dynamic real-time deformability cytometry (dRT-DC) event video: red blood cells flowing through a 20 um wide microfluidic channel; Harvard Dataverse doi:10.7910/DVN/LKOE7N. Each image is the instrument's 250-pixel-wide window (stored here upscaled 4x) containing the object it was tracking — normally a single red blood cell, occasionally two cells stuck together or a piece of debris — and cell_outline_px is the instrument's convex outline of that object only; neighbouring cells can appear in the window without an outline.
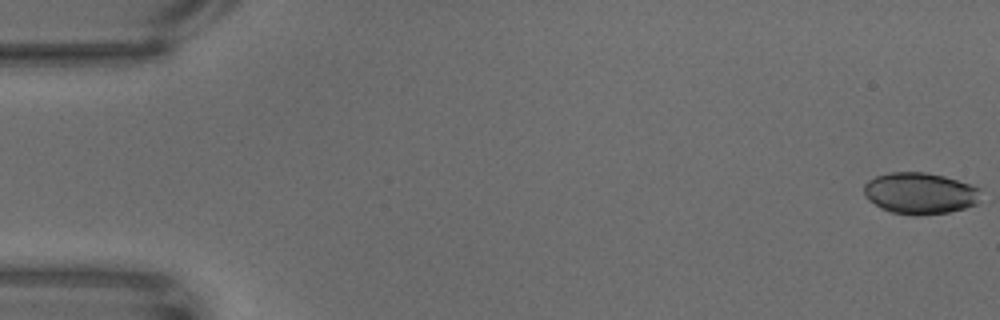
{"species": "common noctule bat (a hibernating species)", "species_latin": "Nyctalus noctula", "temperature_condition": "warm", "stored_images_in_passage": 64, "camera_frame_rate_fps": 3000, "um_per_image_px": 0.085, "animal": {"sex": "male", "body_mass_g": 18.8}, "frame": {"image": 1, "passage_image": 1, "time_ms": 0.0, "image_size_px": [1000, 320], "cell_outline_px": [[984, 200], [976, 204], [964, 208], [948, 212], [916, 216], [912, 216], [892, 212], [880, 208], [868, 200], [864, 196], [864, 184], [868, 180], [876, 176], [888, 172], [924, 172], [944, 176], [972, 184], [984, 188]], "centroid_in_image_um": [78.28, 16.43], "position_along_channel_um": 6.7, "area_um2": 29.02}}
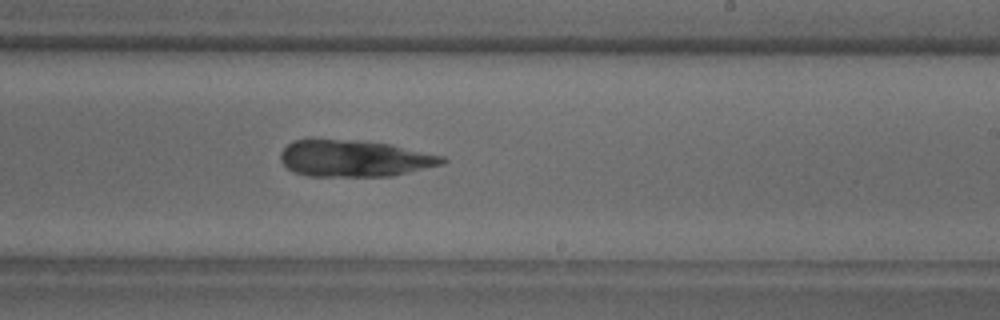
{"frame": {"image": 2, "passage_image": 39, "time_ms": 12.667, "image_size_px": [1000, 320], "cell_outline_px": [[448, 160], [444, 164], [392, 176], [308, 176], [296, 172], [288, 168], [280, 160], [280, 152], [292, 140], [356, 140], [392, 144], [444, 156]], "centroid_in_image_um": [30.17, 13.47], "position_along_channel_um": 258.8, "area_um2": 34.51}}
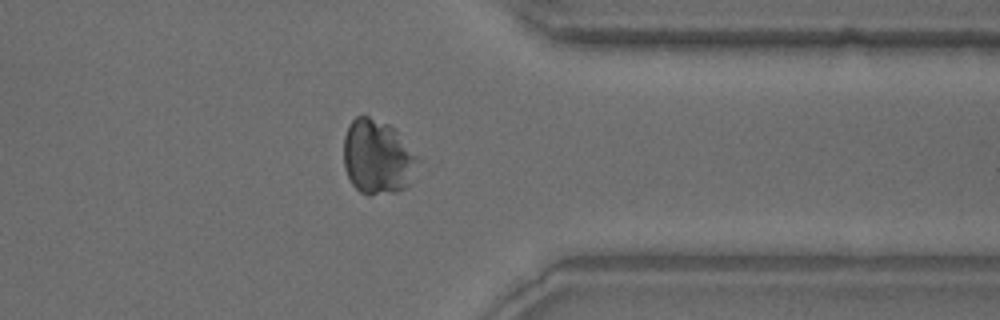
{"frame": {"image": 3, "passage_image": 51, "time_ms": 16.667, "image_size_px": [1000, 320], "cell_outline_px": [[424, 160], [408, 184], [404, 188], [396, 192], [368, 196], [360, 192], [352, 184], [344, 168], [344, 136], [348, 124], [356, 116], [368, 116], [388, 124]], "centroid_in_image_um": [32.12, 13.37], "position_along_channel_um": 379.3, "area_um2": 32.71}}